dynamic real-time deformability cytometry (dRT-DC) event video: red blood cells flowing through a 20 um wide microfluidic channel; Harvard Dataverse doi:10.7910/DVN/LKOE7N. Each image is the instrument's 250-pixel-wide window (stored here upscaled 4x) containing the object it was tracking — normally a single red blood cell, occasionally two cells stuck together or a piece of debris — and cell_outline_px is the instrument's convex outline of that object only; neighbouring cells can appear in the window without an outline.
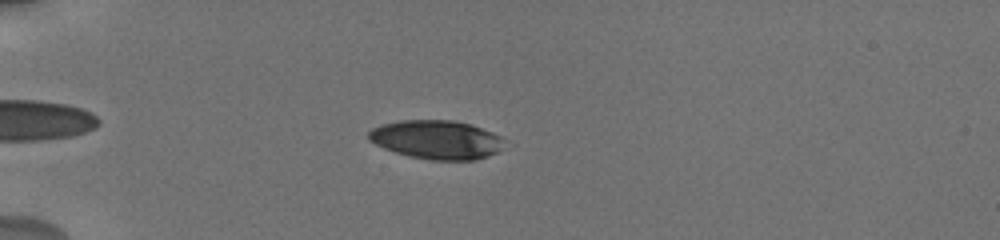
{"species": "human", "species_latin": "Homo sapiens", "temperature_condition": "cold", "stored_images_in_passage": 21, "camera_frame_rate_fps": 3000, "um_per_image_px": 0.085, "donor": {"sex": "male"}, "frame": {"image": 1, "passage_image": 3, "time_ms": 2.0, "image_size_px": [1000, 240], "cell_outline_px": [[508, 140], [496, 152], [488, 156], [476, 160], [432, 160], [408, 156], [384, 148], [368, 140], [368, 132], [372, 128], [380, 124], [400, 120], [452, 120], [472, 124], [492, 132]], "centroid_in_image_um": [37.12, 11.86], "position_along_channel_um": 47.9, "area_um2": 30.92}}
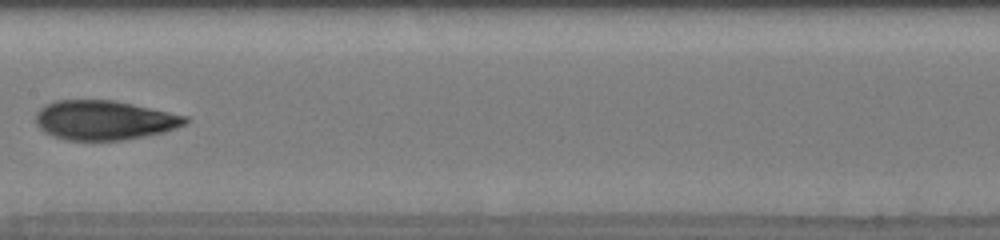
{"frame": {"image": 2, "passage_image": 9, "time_ms": 7.0, "image_size_px": [1000, 240], "cell_outline_px": [[192, 120], [176, 128], [164, 132], [124, 140], [64, 140], [52, 136], [44, 132], [36, 124], [36, 112], [44, 104], [56, 100], [112, 100], [132, 104], [188, 116]], "centroid_in_image_um": [8.85, 10.22], "position_along_channel_um": 198.6, "area_um2": 34.51}}
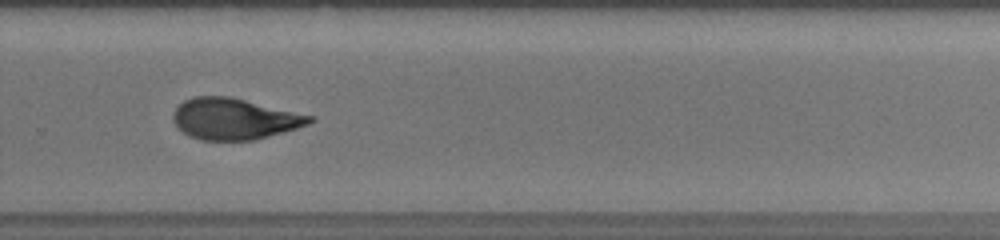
{"frame": {"image": 3, "passage_image": 15, "time_ms": 10.0, "image_size_px": [1000, 240], "cell_outline_px": [[316, 120], [308, 124], [284, 132], [256, 140], [200, 140], [184, 132], [176, 124], [172, 116], [176, 108], [184, 100], [192, 96], [228, 96], [312, 116]], "centroid_in_image_um": [19.91, 10.1], "position_along_channel_um": 309.9, "area_um2": 32.37}, "authors_computed_cell_mechanics": {"area_um2": 33.3506, "velocity_mm_per_s": 3.7253, "shape_relaxation_time_tau1_ms": 4.9196, "shape_relaxation_time_tau2_ms": 2.5491, "deformation_change_tau1": 0.1382, "deformation_change_tau2": 0.0853}}